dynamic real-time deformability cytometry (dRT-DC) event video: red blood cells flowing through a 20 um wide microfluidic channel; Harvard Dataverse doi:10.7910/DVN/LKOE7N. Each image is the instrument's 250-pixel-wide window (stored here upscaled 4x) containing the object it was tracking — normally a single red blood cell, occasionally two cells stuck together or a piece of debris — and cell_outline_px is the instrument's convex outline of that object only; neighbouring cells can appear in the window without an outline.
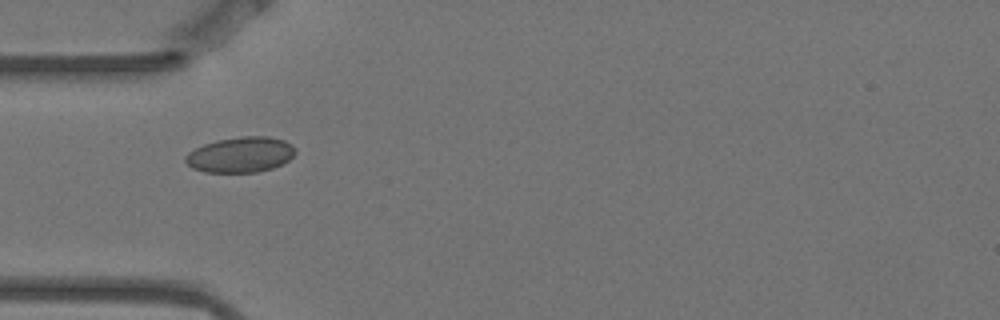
{"species": "Egyptian fruit bat (a non-hibernating species)", "species_latin": "Rousettus aegyptiacus", "temperature_condition": "warm", "stored_images_in_passage": 3, "camera_frame_rate_fps": 3000, "um_per_image_px": 0.085, "animal": {"sex": "female"}, "frame": {"image": 1, "passage_image": 2, "time_ms": 0.333, "image_size_px": [1000, 320], "cell_outline_px": [[296, 152], [288, 160], [272, 168], [256, 172], [204, 172], [192, 168], [184, 160], [184, 156], [188, 152], [204, 144], [216, 140], [240, 136], [268, 136], [284, 140], [292, 144], [296, 148]], "centroid_in_image_um": [20.44, 13.14], "position_along_channel_um": 64.6, "area_um2": 22.77}}
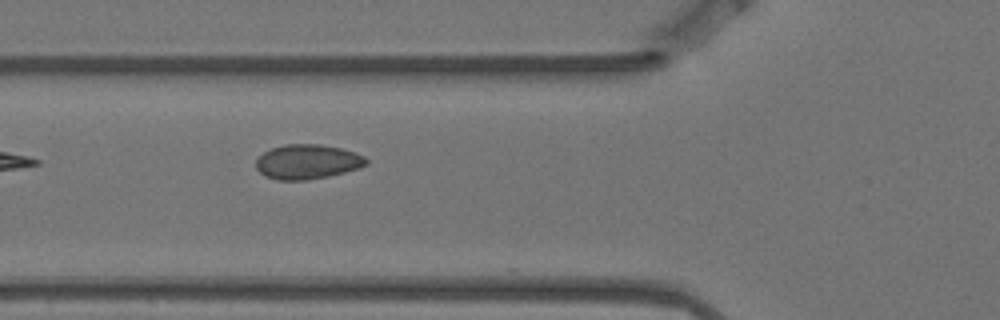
{"frame": {"image": 2, "passage_image": 3, "time_ms": 0.667, "image_size_px": [1000, 320], "cell_outline_px": [[368, 164], [360, 168], [328, 176], [308, 180], [276, 180], [264, 176], [256, 168], [256, 160], [264, 152], [272, 148], [284, 144], [320, 144], [340, 148], [364, 156], [368, 160]], "centroid_in_image_um": [26.12, 13.76], "position_along_channel_um": 99.7, "area_um2": 22.25}}